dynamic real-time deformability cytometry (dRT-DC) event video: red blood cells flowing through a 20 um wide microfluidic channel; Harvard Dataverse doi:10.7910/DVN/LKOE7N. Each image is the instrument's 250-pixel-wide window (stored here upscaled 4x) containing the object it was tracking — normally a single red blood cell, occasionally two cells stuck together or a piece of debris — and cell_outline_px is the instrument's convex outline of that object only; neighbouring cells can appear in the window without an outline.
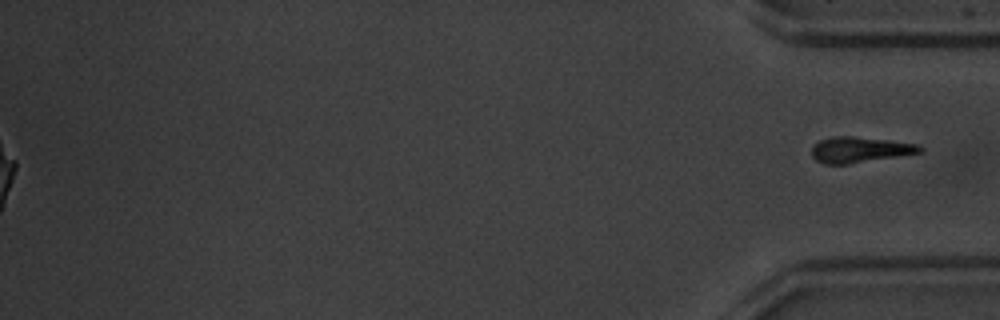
{"species": "common noctule bat (a hibernating species)", "species_latin": "Nyctalus noctula", "temperature_condition": "warm", "stored_images_in_passage": 38, "segment_of_instrument_passage": [2, 2], "camera_frame_rate_fps": 3000, "um_per_image_px": 0.085, "animal": {"sex": "male", "body_mass_g": 20.1, "forearm_length_mm": 53.5}, "frame": {"image": 1, "passage_image": 38, "time_ms": 12.333, "image_size_px": [1000, 320], "cell_outline_px": [[924, 152], [848, 164], [824, 164], [816, 160], [812, 156], [812, 148], [820, 140], [832, 136], [852, 136], [920, 144], [924, 148]], "centroid_in_image_um": [73.11, 12.72], "position_along_channel_um": 362.1, "area_um2": 16.18}}